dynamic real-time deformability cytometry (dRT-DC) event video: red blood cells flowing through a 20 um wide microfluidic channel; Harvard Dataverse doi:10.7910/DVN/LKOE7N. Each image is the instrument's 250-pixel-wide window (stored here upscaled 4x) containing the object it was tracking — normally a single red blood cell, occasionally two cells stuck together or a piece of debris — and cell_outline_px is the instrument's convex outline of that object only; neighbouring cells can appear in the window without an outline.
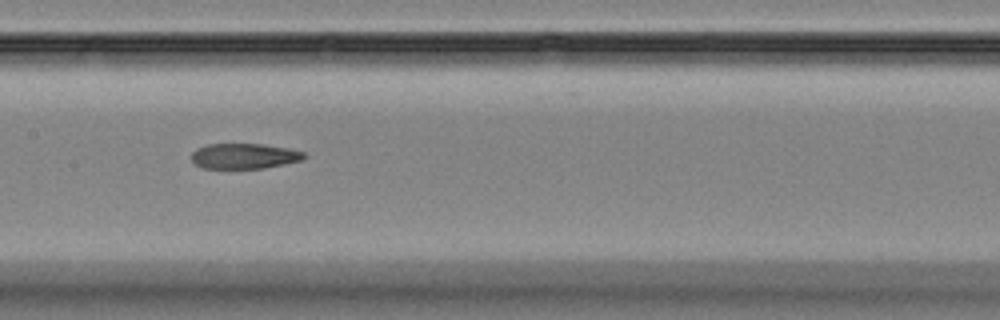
{"species": "Egyptian fruit bat (a non-hibernating species)", "species_latin": "Rousettus aegyptiacus", "temperature_condition": "room temperature", "stored_images_in_passage": 12, "camera_frame_rate_fps": 3000, "um_per_image_px": 0.085, "animal": {"sex": "female"}, "frame": {"image": 1, "passage_image": 7, "time_ms": 9.0, "image_size_px": [1000, 320], "cell_outline_px": [[308, 156], [300, 160], [284, 164], [264, 168], [204, 168], [196, 164], [192, 160], [192, 152], [196, 148], [208, 144], [264, 144], [288, 148], [304, 152]], "centroid_in_image_um": [20.77, 13.26], "position_along_channel_um": 186.6, "area_um2": 16.59}}
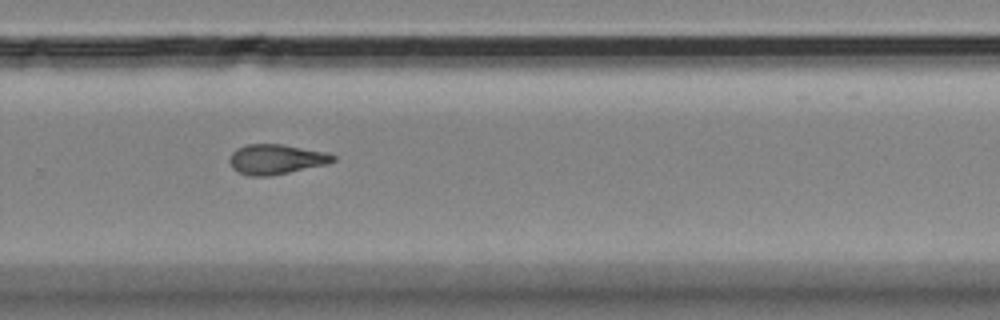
{"frame": {"image": 2, "passage_image": 10, "time_ms": 12.333, "image_size_px": [1000, 320], "cell_outline_px": [[336, 160], [328, 164], [268, 176], [248, 176], [236, 172], [232, 168], [228, 160], [232, 152], [236, 148], [248, 144], [280, 144], [328, 152], [336, 156]], "centroid_in_image_um": [23.45, 13.54], "position_along_channel_um": 306.4, "area_um2": 18.21}}
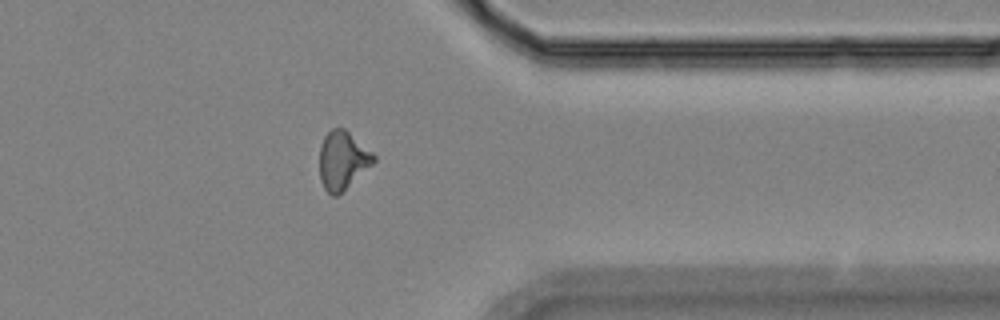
{"frame": {"image": 3, "passage_image": 12, "time_ms": 14.667, "image_size_px": [1000, 320], "cell_outline_px": [[376, 160], [372, 164], [336, 196], [332, 196], [324, 188], [320, 180], [320, 144], [324, 136], [332, 128], [344, 128], [372, 152], [376, 156]], "centroid_in_image_um": [29.1, 13.61], "position_along_channel_um": 382.3, "area_um2": 18.03}, "authors_computed_cell_mechanics": {"area_um2": 18.1203, "velocity_mm_per_s": 3.6134, "shape_relaxation_time_tau1_ms": null, "shape_relaxation_time_tau2_ms": 5.0546, "deformation_change_tau1": null, "deformation_change_tau2": 0.1378}}